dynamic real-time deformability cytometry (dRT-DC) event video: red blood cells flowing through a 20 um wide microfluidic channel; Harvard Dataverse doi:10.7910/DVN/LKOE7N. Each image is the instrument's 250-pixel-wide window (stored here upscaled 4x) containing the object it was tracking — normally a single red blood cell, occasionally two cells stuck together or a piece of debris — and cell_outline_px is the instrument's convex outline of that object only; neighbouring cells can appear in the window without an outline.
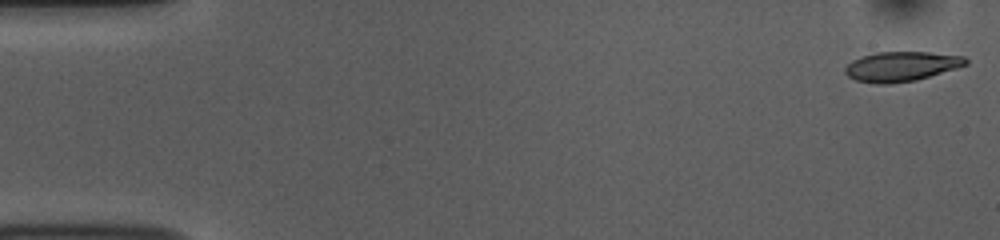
{"species": "common noctule bat (a hibernating species)", "species_latin": "Nyctalus noctula", "temperature_condition": "room temperature", "stored_images_in_passage": 53, "camera_frame_rate_fps": 3000, "um_per_image_px": 0.085, "animal": {"sex": "female", "body_mass_g": 10.0, "forearm_length_mm": 53.1}, "frame": {"image": 1, "passage_image": 1, "time_ms": 0.0, "image_size_px": [1000, 240], "cell_outline_px": [[968, 64], [956, 68], [916, 80], [888, 84], [880, 84], [856, 80], [848, 76], [844, 72], [844, 68], [852, 60], [876, 52], [928, 52], [964, 56], [968, 60]], "centroid_in_image_um": [76.61, 5.64], "position_along_channel_um": 8.4, "area_um2": 20.75}}
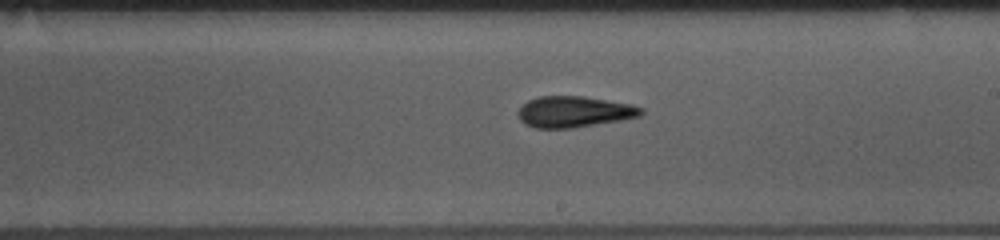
{"frame": {"image": 2, "passage_image": 30, "time_ms": 9.667, "image_size_px": [1000, 240], "cell_outline_px": [[644, 112], [640, 116], [620, 120], [572, 128], [536, 128], [524, 124], [520, 120], [516, 112], [528, 100], [540, 96], [584, 96], [632, 104], [644, 108]], "centroid_in_image_um": [48.8, 9.5], "position_along_channel_um": 240.2, "area_um2": 22.37}}
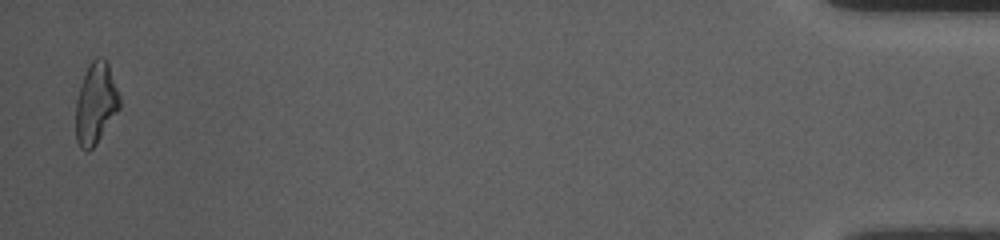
{"frame": {"image": 3, "passage_image": 52, "time_ms": 17.0, "image_size_px": [1000, 240], "cell_outline_px": [[120, 108], [96, 144], [88, 152], [80, 148], [76, 140], [76, 100], [80, 84], [88, 64], [96, 56], [104, 56], [108, 64], [120, 96]], "centroid_in_image_um": [8.13, 8.77], "position_along_channel_um": 427.1, "area_um2": 20.92}, "authors_computed_cell_mechanics": {"area_um2": 21.3282, "velocity_mm_per_s": 3.7624, "shape_relaxation_time_tau1_ms": 4.5341, "shape_relaxation_time_tau2_ms": 2.6419, "deformation_change_tau1": 0.1768, "deformation_change_tau2": 0.1297}}